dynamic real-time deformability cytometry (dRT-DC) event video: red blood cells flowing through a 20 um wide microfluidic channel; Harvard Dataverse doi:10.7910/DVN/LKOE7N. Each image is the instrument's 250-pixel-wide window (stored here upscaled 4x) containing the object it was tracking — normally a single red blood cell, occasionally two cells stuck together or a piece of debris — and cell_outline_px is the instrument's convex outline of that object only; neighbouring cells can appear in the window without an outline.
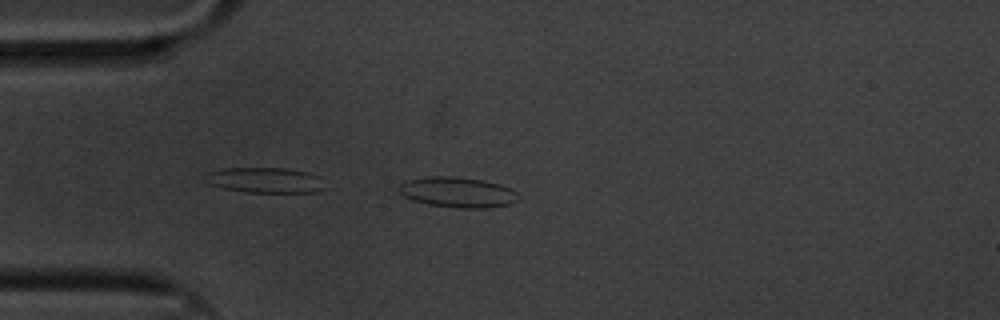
{"species": "common noctule bat (a hibernating species)", "species_latin": "Nyctalus noctula", "temperature_condition": "cold", "stored_images_in_passage": 21, "camera_frame_rate_fps": 3000, "um_per_image_px": 0.085, "animal": {"sex": "male", "body_mass_g": 20.1, "forearm_length_mm": 53.5}, "frame": {"image": 1, "passage_image": 1, "time_ms": 0.0, "image_size_px": [1000, 320], "cell_outline_px": [[520, 196], [512, 204], [488, 208], [460, 208], [428, 204], [412, 200], [404, 196], [396, 188], [396, 184], [404, 180], [428, 176], [452, 176], [480, 180], [500, 184], [516, 192]], "centroid_in_image_um": [38.84, 16.34], "position_along_channel_um": 46.2, "area_um2": 21.33}}
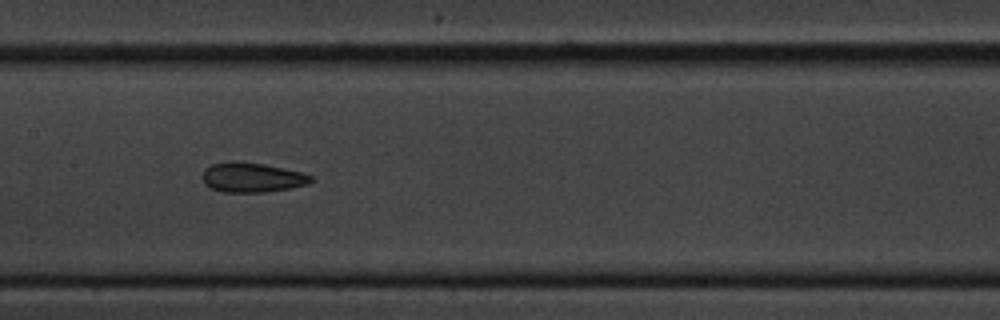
{"frame": {"image": 2, "passage_image": 15, "time_ms": 4.667, "image_size_px": [1000, 320], "cell_outline_px": [[312, 180], [308, 184], [288, 188], [264, 192], [224, 192], [212, 188], [204, 184], [200, 176], [204, 168], [212, 164], [228, 160], [264, 164], [300, 172], [312, 176]], "centroid_in_image_um": [21.34, 15.07], "position_along_channel_um": 186.1, "area_um2": 18.79}}